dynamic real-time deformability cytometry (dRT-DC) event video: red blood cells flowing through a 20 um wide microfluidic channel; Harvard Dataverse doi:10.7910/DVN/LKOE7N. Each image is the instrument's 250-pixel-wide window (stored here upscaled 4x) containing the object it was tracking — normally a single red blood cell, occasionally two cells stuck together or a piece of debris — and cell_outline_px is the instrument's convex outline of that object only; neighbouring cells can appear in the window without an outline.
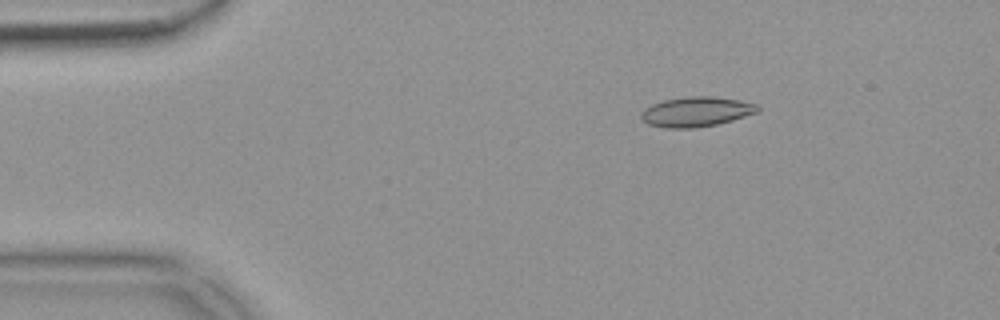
{"species": "common noctule bat (a hibernating species)", "species_latin": "Nyctalus noctula", "temperature_condition": "warm", "stored_images_in_passage": 55, "camera_frame_rate_fps": 3000, "um_per_image_px": 0.085, "animal": {"sex": "female", "body_mass_g": 18.4}, "frame": {"image": 1, "passage_image": 9, "time_ms": 2.667, "image_size_px": [1000, 320], "cell_outline_px": [[760, 108], [756, 112], [732, 120], [716, 124], [692, 128], [668, 128], [648, 124], [640, 116], [640, 112], [644, 108], [652, 104], [664, 100], [688, 96], [712, 96], [740, 100], [756, 104]], "centroid_in_image_um": [59.15, 9.49], "position_along_channel_um": 25.8, "area_um2": 20.11}}
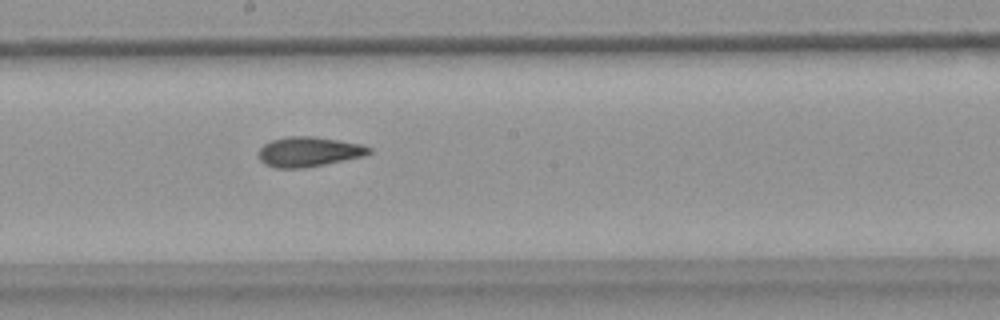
{"frame": {"image": 2, "passage_image": 30, "time_ms": 9.667, "image_size_px": [1000, 320], "cell_outline_px": [[372, 152], [364, 156], [304, 168], [276, 168], [264, 164], [260, 160], [260, 148], [264, 144], [272, 140], [288, 136], [312, 136], [360, 144], [372, 148]], "centroid_in_image_um": [26.24, 12.9], "position_along_channel_um": 222.0, "area_um2": 19.02}}
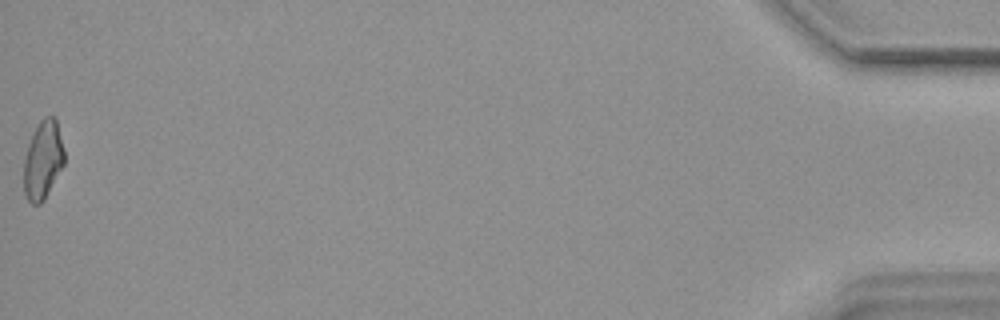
{"frame": {"image": 3, "passage_image": 55, "time_ms": 18.0, "image_size_px": [1000, 320], "cell_outline_px": [[64, 164], [44, 200], [40, 204], [32, 204], [28, 200], [24, 192], [24, 160], [28, 144], [40, 120], [44, 116], [56, 116], [64, 152]], "centroid_in_image_um": [3.66, 13.6], "position_along_channel_um": 431.5, "area_um2": 18.38}, "authors_computed_cell_mechanics": {"area_um2": 18.9006, "velocity_mm_per_s": 3.7078, "shape_relaxation_time_tau1_ms": null, "shape_relaxation_time_tau2_ms": 2.2672, "deformation_change_tau1": null, "deformation_change_tau2": 0.0899}}